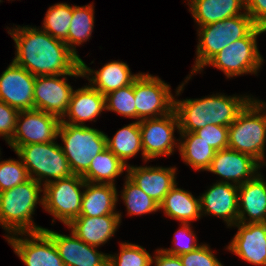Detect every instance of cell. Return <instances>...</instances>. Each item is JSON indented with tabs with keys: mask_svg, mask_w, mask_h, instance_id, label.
Returning <instances> with one entry per match:
<instances>
[{
	"mask_svg": "<svg viewBox=\"0 0 266 266\" xmlns=\"http://www.w3.org/2000/svg\"><path fill=\"white\" fill-rule=\"evenodd\" d=\"M20 28L9 33L17 48L13 62L35 77L71 74L81 65V58L64 41L34 27Z\"/></svg>",
	"mask_w": 266,
	"mask_h": 266,
	"instance_id": "1",
	"label": "cell"
},
{
	"mask_svg": "<svg viewBox=\"0 0 266 266\" xmlns=\"http://www.w3.org/2000/svg\"><path fill=\"white\" fill-rule=\"evenodd\" d=\"M245 98L216 95L203 99L174 101L180 133L194 132L211 124L229 127L252 99Z\"/></svg>",
	"mask_w": 266,
	"mask_h": 266,
	"instance_id": "2",
	"label": "cell"
},
{
	"mask_svg": "<svg viewBox=\"0 0 266 266\" xmlns=\"http://www.w3.org/2000/svg\"><path fill=\"white\" fill-rule=\"evenodd\" d=\"M41 184L32 178L24 183L0 192V224L13 235L42 231L36 226L31 215L39 198ZM32 221V222H31Z\"/></svg>",
	"mask_w": 266,
	"mask_h": 266,
	"instance_id": "3",
	"label": "cell"
},
{
	"mask_svg": "<svg viewBox=\"0 0 266 266\" xmlns=\"http://www.w3.org/2000/svg\"><path fill=\"white\" fill-rule=\"evenodd\" d=\"M266 103L251 100L228 127V148L262 162L266 141Z\"/></svg>",
	"mask_w": 266,
	"mask_h": 266,
	"instance_id": "4",
	"label": "cell"
},
{
	"mask_svg": "<svg viewBox=\"0 0 266 266\" xmlns=\"http://www.w3.org/2000/svg\"><path fill=\"white\" fill-rule=\"evenodd\" d=\"M256 25L245 12L205 26H200L197 59L193 72L202 68L223 48L236 40L246 37Z\"/></svg>",
	"mask_w": 266,
	"mask_h": 266,
	"instance_id": "5",
	"label": "cell"
},
{
	"mask_svg": "<svg viewBox=\"0 0 266 266\" xmlns=\"http://www.w3.org/2000/svg\"><path fill=\"white\" fill-rule=\"evenodd\" d=\"M58 136L64 142L61 148L75 175L83 176L93 158L107 149V135L85 125L60 123Z\"/></svg>",
	"mask_w": 266,
	"mask_h": 266,
	"instance_id": "6",
	"label": "cell"
},
{
	"mask_svg": "<svg viewBox=\"0 0 266 266\" xmlns=\"http://www.w3.org/2000/svg\"><path fill=\"white\" fill-rule=\"evenodd\" d=\"M15 152L24 163L29 178L40 184L42 178H50L46 179L45 185L52 181L51 178L59 180L73 175L61 146L54 141L19 146ZM32 172L37 177H33Z\"/></svg>",
	"mask_w": 266,
	"mask_h": 266,
	"instance_id": "7",
	"label": "cell"
},
{
	"mask_svg": "<svg viewBox=\"0 0 266 266\" xmlns=\"http://www.w3.org/2000/svg\"><path fill=\"white\" fill-rule=\"evenodd\" d=\"M43 186L44 196L40 202L46 211L65 225L79 217L83 196L79 187H85L82 176L73 174L66 178L52 180Z\"/></svg>",
	"mask_w": 266,
	"mask_h": 266,
	"instance_id": "8",
	"label": "cell"
},
{
	"mask_svg": "<svg viewBox=\"0 0 266 266\" xmlns=\"http://www.w3.org/2000/svg\"><path fill=\"white\" fill-rule=\"evenodd\" d=\"M265 31L266 29L256 26L246 37L223 48L206 65L222 70L227 77L257 73L263 59L259 54L256 38Z\"/></svg>",
	"mask_w": 266,
	"mask_h": 266,
	"instance_id": "9",
	"label": "cell"
},
{
	"mask_svg": "<svg viewBox=\"0 0 266 266\" xmlns=\"http://www.w3.org/2000/svg\"><path fill=\"white\" fill-rule=\"evenodd\" d=\"M170 92V86L158 77L140 73L134 80L136 119L141 121L171 113L175 100Z\"/></svg>",
	"mask_w": 266,
	"mask_h": 266,
	"instance_id": "10",
	"label": "cell"
},
{
	"mask_svg": "<svg viewBox=\"0 0 266 266\" xmlns=\"http://www.w3.org/2000/svg\"><path fill=\"white\" fill-rule=\"evenodd\" d=\"M23 116L24 120L21 122ZM60 123V118L44 111H19L15 132L8 144L15 151L23 145L52 142L58 137Z\"/></svg>",
	"mask_w": 266,
	"mask_h": 266,
	"instance_id": "11",
	"label": "cell"
},
{
	"mask_svg": "<svg viewBox=\"0 0 266 266\" xmlns=\"http://www.w3.org/2000/svg\"><path fill=\"white\" fill-rule=\"evenodd\" d=\"M65 75L83 76L81 65L71 74L36 76L34 84V109L53 114L62 119L69 107L73 88ZM63 76V79L58 77Z\"/></svg>",
	"mask_w": 266,
	"mask_h": 266,
	"instance_id": "12",
	"label": "cell"
},
{
	"mask_svg": "<svg viewBox=\"0 0 266 266\" xmlns=\"http://www.w3.org/2000/svg\"><path fill=\"white\" fill-rule=\"evenodd\" d=\"M179 130L178 116L171 113L139 121L143 158L147 161L160 155H171L174 150V127Z\"/></svg>",
	"mask_w": 266,
	"mask_h": 266,
	"instance_id": "13",
	"label": "cell"
},
{
	"mask_svg": "<svg viewBox=\"0 0 266 266\" xmlns=\"http://www.w3.org/2000/svg\"><path fill=\"white\" fill-rule=\"evenodd\" d=\"M36 77L12 62L0 76V100L18 111L34 109Z\"/></svg>",
	"mask_w": 266,
	"mask_h": 266,
	"instance_id": "14",
	"label": "cell"
},
{
	"mask_svg": "<svg viewBox=\"0 0 266 266\" xmlns=\"http://www.w3.org/2000/svg\"><path fill=\"white\" fill-rule=\"evenodd\" d=\"M28 235L31 240L7 236L8 243L26 266H65L56 245L44 230Z\"/></svg>",
	"mask_w": 266,
	"mask_h": 266,
	"instance_id": "15",
	"label": "cell"
},
{
	"mask_svg": "<svg viewBox=\"0 0 266 266\" xmlns=\"http://www.w3.org/2000/svg\"><path fill=\"white\" fill-rule=\"evenodd\" d=\"M53 240L65 266H108V255L99 253L75 234L66 236L43 229Z\"/></svg>",
	"mask_w": 266,
	"mask_h": 266,
	"instance_id": "16",
	"label": "cell"
},
{
	"mask_svg": "<svg viewBox=\"0 0 266 266\" xmlns=\"http://www.w3.org/2000/svg\"><path fill=\"white\" fill-rule=\"evenodd\" d=\"M239 229L228 249L255 265L266 266V223H236Z\"/></svg>",
	"mask_w": 266,
	"mask_h": 266,
	"instance_id": "17",
	"label": "cell"
},
{
	"mask_svg": "<svg viewBox=\"0 0 266 266\" xmlns=\"http://www.w3.org/2000/svg\"><path fill=\"white\" fill-rule=\"evenodd\" d=\"M258 163L247 154L227 148L216 151L207 171L218 174L226 180H232L239 186L255 177L256 171L261 166V163Z\"/></svg>",
	"mask_w": 266,
	"mask_h": 266,
	"instance_id": "18",
	"label": "cell"
},
{
	"mask_svg": "<svg viewBox=\"0 0 266 266\" xmlns=\"http://www.w3.org/2000/svg\"><path fill=\"white\" fill-rule=\"evenodd\" d=\"M238 193V186L226 180L214 184L200 197L201 212L223 218L228 226L235 225L238 222Z\"/></svg>",
	"mask_w": 266,
	"mask_h": 266,
	"instance_id": "19",
	"label": "cell"
},
{
	"mask_svg": "<svg viewBox=\"0 0 266 266\" xmlns=\"http://www.w3.org/2000/svg\"><path fill=\"white\" fill-rule=\"evenodd\" d=\"M128 176L143 192L160 204L176 185L175 168L127 166Z\"/></svg>",
	"mask_w": 266,
	"mask_h": 266,
	"instance_id": "20",
	"label": "cell"
},
{
	"mask_svg": "<svg viewBox=\"0 0 266 266\" xmlns=\"http://www.w3.org/2000/svg\"><path fill=\"white\" fill-rule=\"evenodd\" d=\"M260 174L238 186V222L266 223V182ZM243 210H242V209Z\"/></svg>",
	"mask_w": 266,
	"mask_h": 266,
	"instance_id": "21",
	"label": "cell"
},
{
	"mask_svg": "<svg viewBox=\"0 0 266 266\" xmlns=\"http://www.w3.org/2000/svg\"><path fill=\"white\" fill-rule=\"evenodd\" d=\"M121 214L98 217L79 216L67 226L79 239L88 245L98 247L112 237L120 223Z\"/></svg>",
	"mask_w": 266,
	"mask_h": 266,
	"instance_id": "22",
	"label": "cell"
},
{
	"mask_svg": "<svg viewBox=\"0 0 266 266\" xmlns=\"http://www.w3.org/2000/svg\"><path fill=\"white\" fill-rule=\"evenodd\" d=\"M102 110H106L105 96L91 86H85L73 91L66 112L69 122L62 118L61 123L83 126L86 120L92 121Z\"/></svg>",
	"mask_w": 266,
	"mask_h": 266,
	"instance_id": "23",
	"label": "cell"
},
{
	"mask_svg": "<svg viewBox=\"0 0 266 266\" xmlns=\"http://www.w3.org/2000/svg\"><path fill=\"white\" fill-rule=\"evenodd\" d=\"M81 68L83 77L87 74L92 75L95 72V76L89 80L93 84L91 87L98 90L104 96L132 84L139 76V74L132 75L128 65L119 61L106 63L99 71H93L81 59Z\"/></svg>",
	"mask_w": 266,
	"mask_h": 266,
	"instance_id": "24",
	"label": "cell"
},
{
	"mask_svg": "<svg viewBox=\"0 0 266 266\" xmlns=\"http://www.w3.org/2000/svg\"><path fill=\"white\" fill-rule=\"evenodd\" d=\"M85 187L86 191H83L79 216L98 217L104 215H119V213L114 212L118 200L115 185L94 184L85 181Z\"/></svg>",
	"mask_w": 266,
	"mask_h": 266,
	"instance_id": "25",
	"label": "cell"
},
{
	"mask_svg": "<svg viewBox=\"0 0 266 266\" xmlns=\"http://www.w3.org/2000/svg\"><path fill=\"white\" fill-rule=\"evenodd\" d=\"M190 11L199 24L205 26L226 18L241 15L239 10L246 7V0H191Z\"/></svg>",
	"mask_w": 266,
	"mask_h": 266,
	"instance_id": "26",
	"label": "cell"
},
{
	"mask_svg": "<svg viewBox=\"0 0 266 266\" xmlns=\"http://www.w3.org/2000/svg\"><path fill=\"white\" fill-rule=\"evenodd\" d=\"M175 185L159 204V209L165 214L181 223H189L201 216L200 199H195L193 195Z\"/></svg>",
	"mask_w": 266,
	"mask_h": 266,
	"instance_id": "27",
	"label": "cell"
},
{
	"mask_svg": "<svg viewBox=\"0 0 266 266\" xmlns=\"http://www.w3.org/2000/svg\"><path fill=\"white\" fill-rule=\"evenodd\" d=\"M127 166L107 148L93 158L82 178L86 182L115 185V177L127 170Z\"/></svg>",
	"mask_w": 266,
	"mask_h": 266,
	"instance_id": "28",
	"label": "cell"
},
{
	"mask_svg": "<svg viewBox=\"0 0 266 266\" xmlns=\"http://www.w3.org/2000/svg\"><path fill=\"white\" fill-rule=\"evenodd\" d=\"M186 140L179 143L180 154L187 164L195 170H208L216 150L197 136L194 132L180 133Z\"/></svg>",
	"mask_w": 266,
	"mask_h": 266,
	"instance_id": "29",
	"label": "cell"
},
{
	"mask_svg": "<svg viewBox=\"0 0 266 266\" xmlns=\"http://www.w3.org/2000/svg\"><path fill=\"white\" fill-rule=\"evenodd\" d=\"M107 148L117 156L124 164L142 150L139 121L131 123L119 131L110 139L107 136Z\"/></svg>",
	"mask_w": 266,
	"mask_h": 266,
	"instance_id": "30",
	"label": "cell"
},
{
	"mask_svg": "<svg viewBox=\"0 0 266 266\" xmlns=\"http://www.w3.org/2000/svg\"><path fill=\"white\" fill-rule=\"evenodd\" d=\"M94 9L92 5L82 7L73 6V16L68 32V48L76 55V49L73 44L79 45L91 37L94 26Z\"/></svg>",
	"mask_w": 266,
	"mask_h": 266,
	"instance_id": "31",
	"label": "cell"
},
{
	"mask_svg": "<svg viewBox=\"0 0 266 266\" xmlns=\"http://www.w3.org/2000/svg\"><path fill=\"white\" fill-rule=\"evenodd\" d=\"M73 16V7L66 3L51 6L44 19L43 30L68 46V32Z\"/></svg>",
	"mask_w": 266,
	"mask_h": 266,
	"instance_id": "32",
	"label": "cell"
},
{
	"mask_svg": "<svg viewBox=\"0 0 266 266\" xmlns=\"http://www.w3.org/2000/svg\"><path fill=\"white\" fill-rule=\"evenodd\" d=\"M122 192V198L127 207L128 214L142 215L156 212L159 204L143 192L128 176Z\"/></svg>",
	"mask_w": 266,
	"mask_h": 266,
	"instance_id": "33",
	"label": "cell"
},
{
	"mask_svg": "<svg viewBox=\"0 0 266 266\" xmlns=\"http://www.w3.org/2000/svg\"><path fill=\"white\" fill-rule=\"evenodd\" d=\"M106 110L136 118L134 82L105 95Z\"/></svg>",
	"mask_w": 266,
	"mask_h": 266,
	"instance_id": "34",
	"label": "cell"
},
{
	"mask_svg": "<svg viewBox=\"0 0 266 266\" xmlns=\"http://www.w3.org/2000/svg\"><path fill=\"white\" fill-rule=\"evenodd\" d=\"M152 256L141 246L121 243L119 256L108 255V266H151Z\"/></svg>",
	"mask_w": 266,
	"mask_h": 266,
	"instance_id": "35",
	"label": "cell"
},
{
	"mask_svg": "<svg viewBox=\"0 0 266 266\" xmlns=\"http://www.w3.org/2000/svg\"><path fill=\"white\" fill-rule=\"evenodd\" d=\"M29 179L24 163L17 160L0 162V192L11 189Z\"/></svg>",
	"mask_w": 266,
	"mask_h": 266,
	"instance_id": "36",
	"label": "cell"
},
{
	"mask_svg": "<svg viewBox=\"0 0 266 266\" xmlns=\"http://www.w3.org/2000/svg\"><path fill=\"white\" fill-rule=\"evenodd\" d=\"M194 133L216 151L228 148V127L211 124Z\"/></svg>",
	"mask_w": 266,
	"mask_h": 266,
	"instance_id": "37",
	"label": "cell"
},
{
	"mask_svg": "<svg viewBox=\"0 0 266 266\" xmlns=\"http://www.w3.org/2000/svg\"><path fill=\"white\" fill-rule=\"evenodd\" d=\"M179 258L183 266H223L206 244L179 255Z\"/></svg>",
	"mask_w": 266,
	"mask_h": 266,
	"instance_id": "38",
	"label": "cell"
},
{
	"mask_svg": "<svg viewBox=\"0 0 266 266\" xmlns=\"http://www.w3.org/2000/svg\"><path fill=\"white\" fill-rule=\"evenodd\" d=\"M190 223H182L183 227L177 231V233L175 234V248H171V249H162L163 251H165L168 254H172V255H181L183 253H187V252H191L194 249H196L197 247H199L200 245H198L196 243V237L194 235V233L191 231V227L189 225ZM186 238L185 239L186 242H182V238ZM182 239V240H180ZM184 243V244H183Z\"/></svg>",
	"mask_w": 266,
	"mask_h": 266,
	"instance_id": "39",
	"label": "cell"
},
{
	"mask_svg": "<svg viewBox=\"0 0 266 266\" xmlns=\"http://www.w3.org/2000/svg\"><path fill=\"white\" fill-rule=\"evenodd\" d=\"M19 111L0 100V136L5 137L7 143L12 139Z\"/></svg>",
	"mask_w": 266,
	"mask_h": 266,
	"instance_id": "40",
	"label": "cell"
},
{
	"mask_svg": "<svg viewBox=\"0 0 266 266\" xmlns=\"http://www.w3.org/2000/svg\"><path fill=\"white\" fill-rule=\"evenodd\" d=\"M245 10L257 27L266 29V0H246Z\"/></svg>",
	"mask_w": 266,
	"mask_h": 266,
	"instance_id": "41",
	"label": "cell"
},
{
	"mask_svg": "<svg viewBox=\"0 0 266 266\" xmlns=\"http://www.w3.org/2000/svg\"><path fill=\"white\" fill-rule=\"evenodd\" d=\"M158 256H155L156 266H183L181 259L177 255L168 254L165 251L157 250Z\"/></svg>",
	"mask_w": 266,
	"mask_h": 266,
	"instance_id": "42",
	"label": "cell"
}]
</instances>
